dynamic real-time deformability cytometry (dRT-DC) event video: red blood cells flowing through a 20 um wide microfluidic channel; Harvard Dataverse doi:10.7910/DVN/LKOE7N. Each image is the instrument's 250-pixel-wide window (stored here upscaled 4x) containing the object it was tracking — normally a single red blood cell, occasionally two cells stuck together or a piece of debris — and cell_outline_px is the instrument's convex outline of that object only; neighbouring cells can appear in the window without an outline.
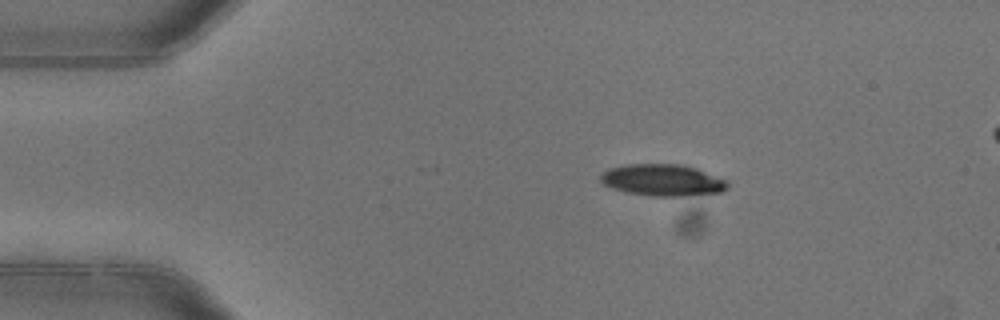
{"species": "common noctule bat (a hibernating species)", "species_latin": "Nyctalus noctula", "temperature_condition": "warm", "stored_images_in_passage": 5, "camera_frame_rate_fps": 3000, "um_per_image_px": 0.085, "animal": {"sex": "female"}, "frame": {"image": 1, "passage_image": 1, "time_ms": 0.0, "image_size_px": [1000, 320], "cell_outline_px": [[728, 188], [720, 192], [680, 196], [652, 196], [624, 192], [612, 188], [604, 184], [600, 180], [600, 176], [608, 168], [624, 164], [680, 164], [696, 168], [728, 180]], "centroid_in_image_um": [56.31, 15.3], "position_along_channel_um": 28.7, "area_um2": 23.52}}